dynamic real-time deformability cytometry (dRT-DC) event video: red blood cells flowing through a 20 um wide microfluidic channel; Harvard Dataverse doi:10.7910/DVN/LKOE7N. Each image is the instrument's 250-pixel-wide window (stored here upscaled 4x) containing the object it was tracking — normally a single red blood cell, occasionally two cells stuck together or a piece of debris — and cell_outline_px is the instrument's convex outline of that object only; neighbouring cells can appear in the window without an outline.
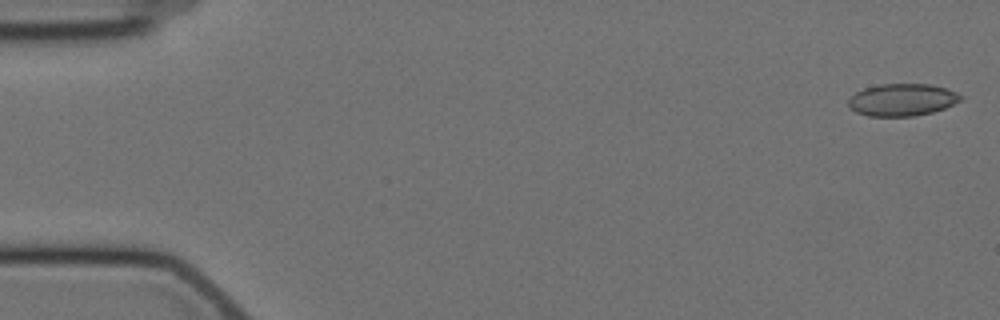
{"species": "Egyptian fruit bat (a non-hibernating species)", "species_latin": "Rousettus aegyptiacus", "temperature_condition": "cold", "stored_images_in_passage": 57, "camera_frame_rate_fps": 3000, "um_per_image_px": 0.085, "animal": {"sex": "female"}, "frame": {"image": 1, "passage_image": 1, "time_ms": 0.0, "image_size_px": [1000, 320], "cell_outline_px": [[964, 96], [960, 100], [944, 108], [932, 112], [912, 116], [868, 116], [856, 112], [848, 104], [848, 100], [856, 92], [864, 88], [880, 84], [928, 84], [948, 88]], "centroid_in_image_um": [76.69, 8.47], "position_along_channel_um": 8.3, "area_um2": 20.98}}
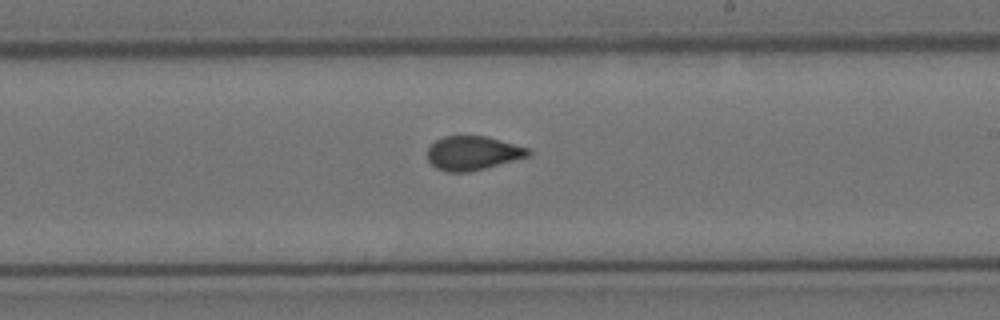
{"frame": {"image": 2, "passage_image": 33, "time_ms": 10.667, "image_size_px": [1000, 320], "cell_outline_px": [[532, 152], [528, 156], [484, 168], [468, 172], [444, 172], [436, 168], [428, 160], [428, 148], [436, 140], [444, 136], [484, 136], [532, 148]], "centroid_in_image_um": [40.19, 13.01], "position_along_channel_um": 248.8, "area_um2": 19.88}}
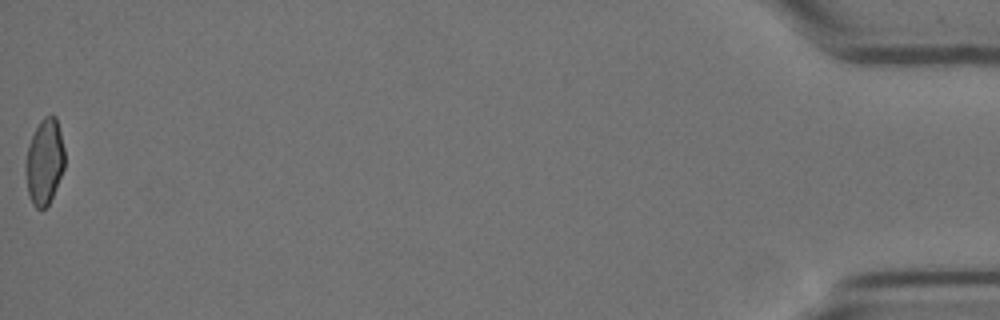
{"frame": {"image": 3, "passage_image": 57, "time_ms": 18.667, "image_size_px": [1000, 320], "cell_outline_px": [[64, 168], [52, 196], [48, 204], [44, 208], [36, 208], [32, 204], [28, 192], [28, 144], [40, 120], [44, 116], [56, 116], [64, 148]], "centroid_in_image_um": [3.82, 13.71], "position_along_channel_um": 431.4, "area_um2": 18.67}, "authors_computed_cell_mechanics": {"area_um2": 20.5768, "velocity_mm_per_s": 3.5159, "shape_relaxation_time_tau1_ms": null, "shape_relaxation_time_tau2_ms": 0.8674, "deformation_change_tau1": null, "deformation_change_tau2": 0.0679}}